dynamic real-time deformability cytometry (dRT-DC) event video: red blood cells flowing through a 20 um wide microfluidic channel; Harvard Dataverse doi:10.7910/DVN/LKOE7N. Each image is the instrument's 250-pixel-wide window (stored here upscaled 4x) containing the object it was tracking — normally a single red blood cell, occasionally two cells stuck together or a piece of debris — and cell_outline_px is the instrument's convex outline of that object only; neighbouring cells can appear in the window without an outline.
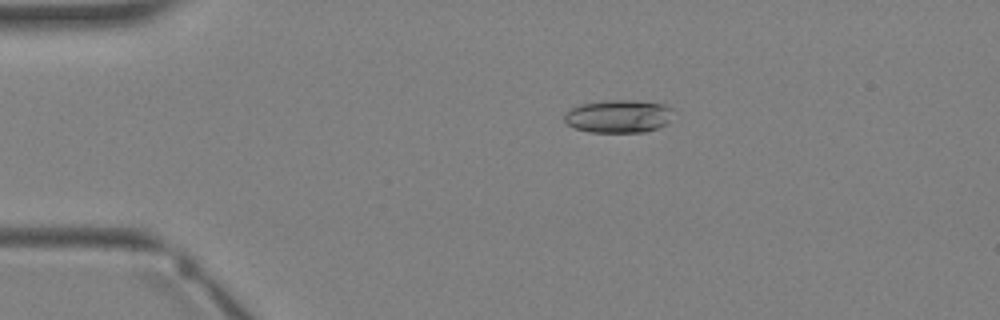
{"species": "Egyptian fruit bat (a non-hibernating species)", "species_latin": "Rousettus aegyptiacus", "temperature_condition": "warm", "stored_images_in_passage": 2, "camera_frame_rate_fps": 3000, "um_per_image_px": 0.085, "animal": {"sex": "female"}, "frame": {"image": 1, "passage_image": 1, "time_ms": 0.0, "image_size_px": [1000, 320], "cell_outline_px": [[676, 108], [668, 124], [660, 128], [644, 132], [588, 132], [576, 128], [568, 124], [564, 120], [564, 112], [580, 104], [604, 100], [636, 100], [664, 104]], "centroid_in_image_um": [52.63, 9.87], "position_along_channel_um": 32.4, "area_um2": 21.39}}